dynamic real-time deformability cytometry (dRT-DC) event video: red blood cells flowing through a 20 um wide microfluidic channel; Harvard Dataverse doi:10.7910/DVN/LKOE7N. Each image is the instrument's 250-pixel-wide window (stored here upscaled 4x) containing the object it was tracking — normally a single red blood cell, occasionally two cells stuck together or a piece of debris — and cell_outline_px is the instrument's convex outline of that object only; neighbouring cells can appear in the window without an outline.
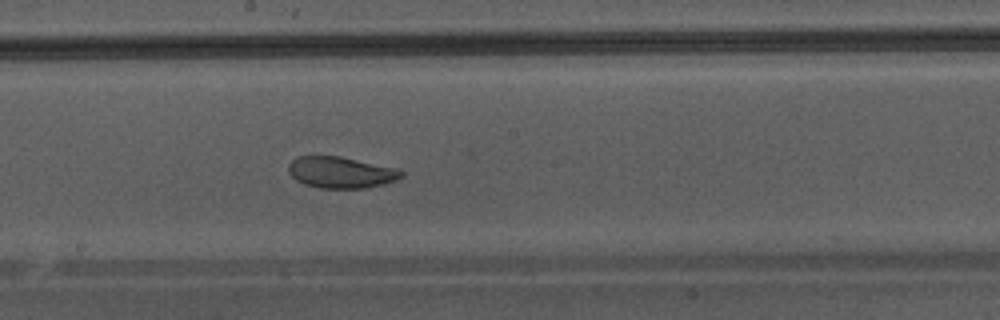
{"species": "Egyptian fruit bat (a non-hibernating species)", "species_latin": "Rousettus aegyptiacus", "temperature_condition": "warm", "stored_images_in_passage": 38, "camera_frame_rate_fps": 3000, "um_per_image_px": 0.085, "animal": {"sex": "male"}, "frame": {"image": 1, "passage_image": 17, "time_ms": 5.333, "image_size_px": [1000, 320], "cell_outline_px": [[404, 176], [396, 180], [384, 184], [364, 188], [320, 188], [304, 184], [296, 180], [288, 172], [288, 164], [296, 156], [340, 156], [400, 168], [404, 172]], "centroid_in_image_um": [29.01, 14.64], "position_along_channel_um": 219.2, "area_um2": 20.92}}